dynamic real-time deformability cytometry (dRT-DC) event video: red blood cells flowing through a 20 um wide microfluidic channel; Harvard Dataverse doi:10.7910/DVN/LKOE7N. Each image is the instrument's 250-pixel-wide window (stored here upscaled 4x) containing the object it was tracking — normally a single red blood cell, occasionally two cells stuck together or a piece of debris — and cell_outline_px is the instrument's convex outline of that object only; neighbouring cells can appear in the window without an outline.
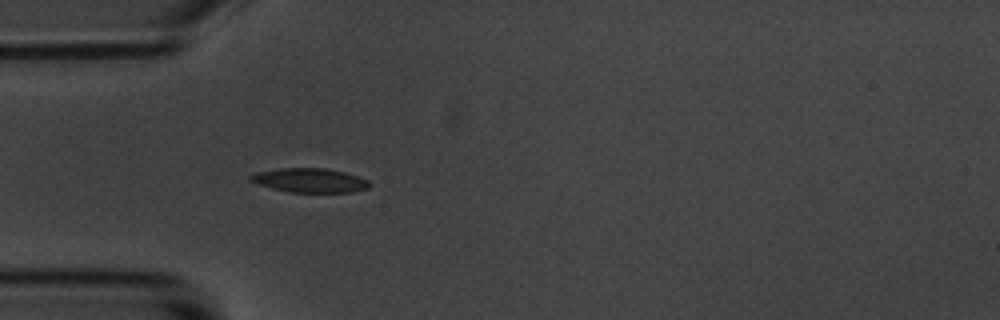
{"species": "common noctule bat (a hibernating species)", "species_latin": "Nyctalus noctula", "temperature_condition": "room temperature", "stored_images_in_passage": 1, "camera_frame_rate_fps": 3000, "um_per_image_px": 0.085, "animal": {"sex": "male", "body_mass_g": 20.1, "forearm_length_mm": 53.5}, "frame": {"image": 1, "passage_image": 1, "time_ms": 0.0, "image_size_px": [1000, 320], "cell_outline_px": [[368, 188], [352, 192], [288, 192], [256, 184], [248, 180], [248, 176], [256, 172], [280, 168], [324, 168], [344, 172], [368, 180]], "centroid_in_image_um": [26.26, 15.33], "position_along_channel_um": 58.7, "area_um2": 16.7}}